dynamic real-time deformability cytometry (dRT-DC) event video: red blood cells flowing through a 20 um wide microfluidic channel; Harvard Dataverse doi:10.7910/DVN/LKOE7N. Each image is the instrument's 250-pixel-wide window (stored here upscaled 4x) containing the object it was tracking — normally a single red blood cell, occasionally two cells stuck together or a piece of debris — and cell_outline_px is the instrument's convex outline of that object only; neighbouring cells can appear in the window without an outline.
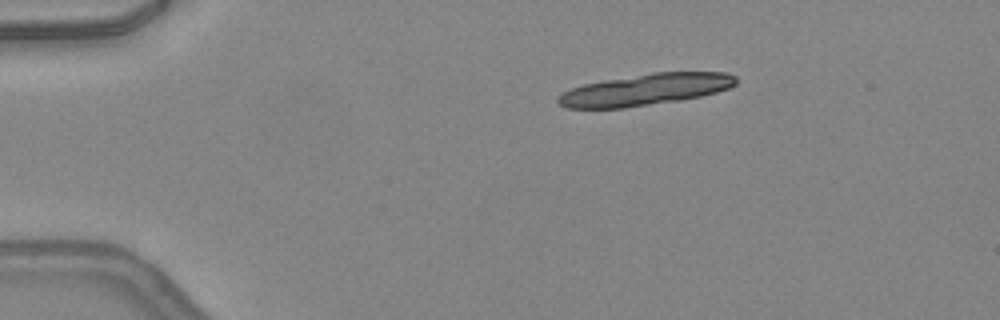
{"species": "common noctule bat (a hibernating species)", "species_latin": "Nyctalus noctula", "temperature_condition": "warm", "stored_images_in_passage": 12, "camera_frame_rate_fps": 3000, "um_per_image_px": 0.085, "animal": {"sex": "female", "body_mass_g": 24.6, "forearm_length_mm": 56.2}, "frame": {"image": 1, "passage_image": 1, "time_ms": 0.0, "image_size_px": [1000, 320], "cell_outline_px": [[736, 84], [728, 88], [716, 92], [700, 96], [676, 100], [624, 108], [568, 108], [560, 104], [556, 100], [556, 96], [572, 88], [584, 84], [604, 80], [652, 72], [728, 72], [736, 76]], "centroid_in_image_um": [54.85, 7.6], "position_along_channel_um": 30.1, "area_um2": 32.37}}